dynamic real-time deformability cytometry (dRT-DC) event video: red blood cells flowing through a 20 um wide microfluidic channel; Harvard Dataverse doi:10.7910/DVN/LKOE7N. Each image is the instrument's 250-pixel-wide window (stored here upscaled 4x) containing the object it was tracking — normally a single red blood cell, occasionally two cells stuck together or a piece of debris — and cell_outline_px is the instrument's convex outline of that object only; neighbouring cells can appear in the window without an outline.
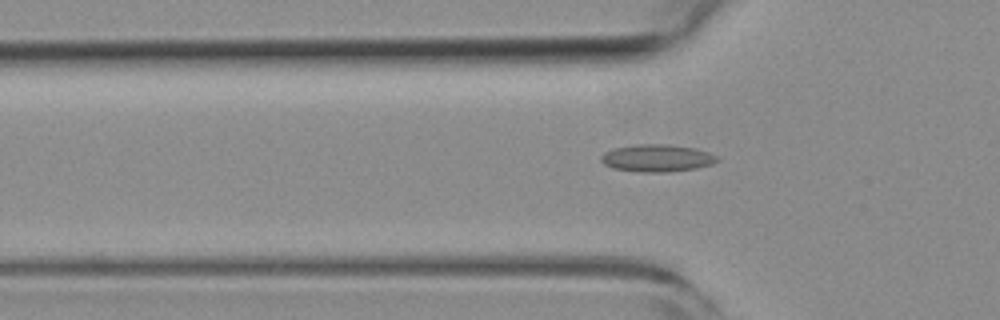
{"species": "common noctule bat (a hibernating species)", "species_latin": "Nyctalus noctula", "temperature_condition": "room temperature", "stored_images_in_passage": 38, "camera_frame_rate_fps": 3000, "um_per_image_px": 0.085, "animal": {"sex": "female", "body_mass_g": 19.3, "forearm_length_mm": 54.1}, "frame": {"image": 1, "passage_image": 9, "time_ms": 2.667, "image_size_px": [1000, 320], "cell_outline_px": [[720, 160], [712, 164], [696, 168], [668, 172], [640, 172], [612, 168], [604, 164], [600, 160], [600, 156], [604, 152], [612, 148], [636, 144], [668, 144], [696, 148], [708, 152], [716, 156]], "centroid_in_image_um": [55.82, 13.43], "position_along_channel_um": 70.0, "area_um2": 18.67}}
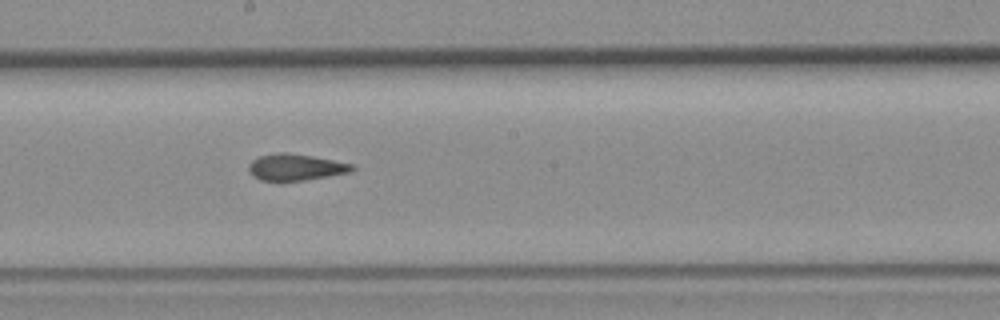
{"frame": {"image": 2, "passage_image": 21, "time_ms": 6.667, "image_size_px": [1000, 320], "cell_outline_px": [[356, 168], [352, 172], [304, 180], [260, 180], [252, 176], [248, 168], [248, 164], [252, 160], [260, 156], [280, 152], [288, 152], [312, 156], [352, 164]], "centroid_in_image_um": [25.12, 14.2], "position_along_channel_um": 223.1, "area_um2": 15.84}}
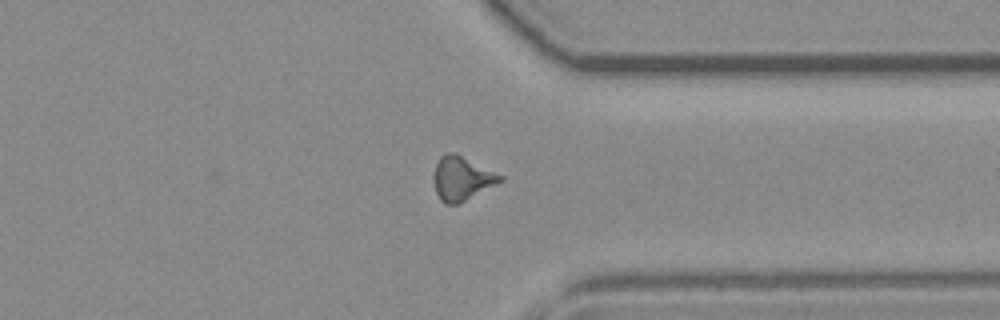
{"frame": {"image": 3, "passage_image": 33, "time_ms": 10.667, "image_size_px": [1000, 320], "cell_outline_px": [[504, 180], [456, 204], [444, 204], [440, 200], [436, 192], [432, 180], [432, 176], [436, 164], [440, 156], [444, 152], [456, 152], [504, 176]], "centroid_in_image_um": [39.21, 15.13], "position_along_channel_um": 372.2, "area_um2": 17.11}, "authors_computed_cell_mechanics": {"area_um2": 16.3285, "velocity_mm_per_s": 3.8097, "shape_relaxation_time_tau1_ms": null, "shape_relaxation_time_tau2_ms": 2.3382, "deformation_change_tau1": null, "deformation_change_tau2": 0.0853}}